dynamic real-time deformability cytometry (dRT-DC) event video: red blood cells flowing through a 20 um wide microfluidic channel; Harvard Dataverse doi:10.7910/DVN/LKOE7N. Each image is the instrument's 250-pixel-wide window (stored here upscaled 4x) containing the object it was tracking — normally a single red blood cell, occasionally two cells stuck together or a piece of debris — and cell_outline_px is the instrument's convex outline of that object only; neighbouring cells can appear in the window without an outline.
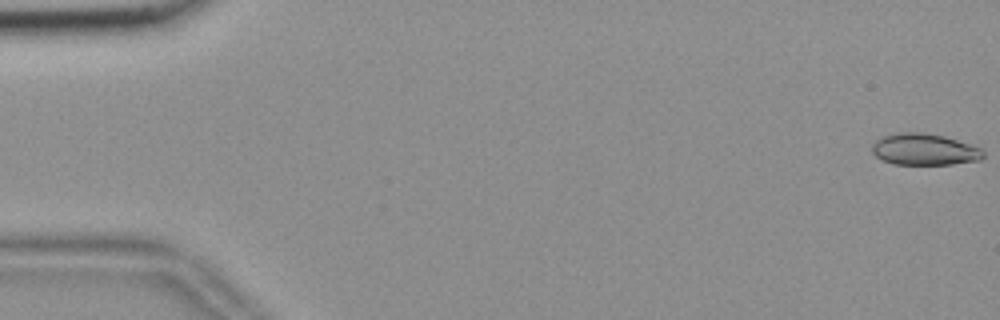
{"species": "common noctule bat (a hibernating species)", "species_latin": "Nyctalus noctula", "temperature_condition": "room temperature", "stored_images_in_passage": 57, "segment_of_instrument_passage": [1, 2], "camera_frame_rate_fps": 3000, "um_per_image_px": 0.085, "animal": {"sex": "female", "body_mass_g": 18.4}, "frame": {"image": 1, "passage_image": 1, "time_ms": 0.0, "image_size_px": [1000, 320], "cell_outline_px": [[984, 156], [980, 160], [952, 164], [892, 164], [876, 156], [872, 152], [872, 144], [876, 140], [884, 136], [896, 132], [924, 132], [944, 136], [972, 144], [980, 148], [984, 152]], "centroid_in_image_um": [78.58, 12.69], "position_along_channel_um": 6.4, "area_um2": 20.52}}
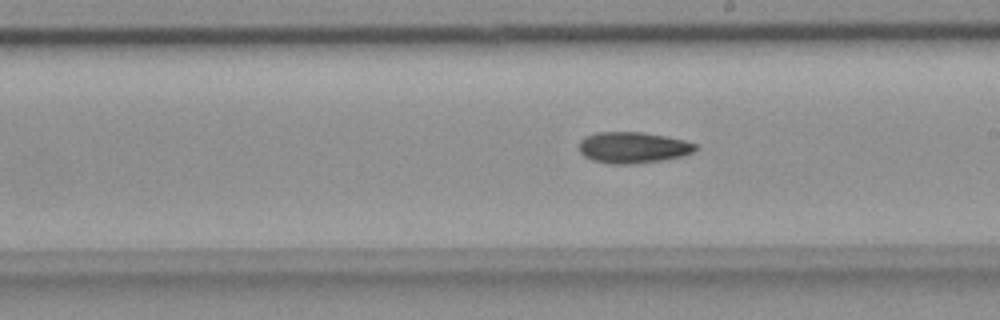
{"frame": {"image": 2, "passage_image": 32, "time_ms": 10.333, "image_size_px": [1000, 320], "cell_outline_px": [[696, 152], [664, 160], [632, 164], [608, 164], [592, 160], [584, 156], [580, 152], [580, 140], [584, 136], [596, 132], [640, 132], [664, 136], [684, 140], [696, 144]], "centroid_in_image_um": [53.78, 12.54], "position_along_channel_um": 235.2, "area_um2": 21.21}}
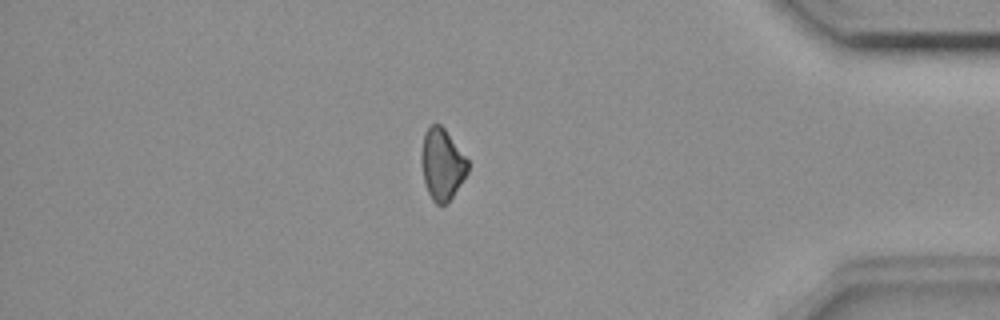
{"frame": {"image": 3, "passage_image": 48, "time_ms": 15.667, "image_size_px": [1000, 320], "cell_outline_px": [[468, 172], [452, 196], [444, 204], [436, 204], [432, 200], [424, 184], [420, 160], [420, 156], [424, 132], [432, 124], [440, 124], [444, 128], [468, 160]], "centroid_in_image_um": [37.54, 13.95], "position_along_channel_um": 397.7, "area_um2": 19.19}}